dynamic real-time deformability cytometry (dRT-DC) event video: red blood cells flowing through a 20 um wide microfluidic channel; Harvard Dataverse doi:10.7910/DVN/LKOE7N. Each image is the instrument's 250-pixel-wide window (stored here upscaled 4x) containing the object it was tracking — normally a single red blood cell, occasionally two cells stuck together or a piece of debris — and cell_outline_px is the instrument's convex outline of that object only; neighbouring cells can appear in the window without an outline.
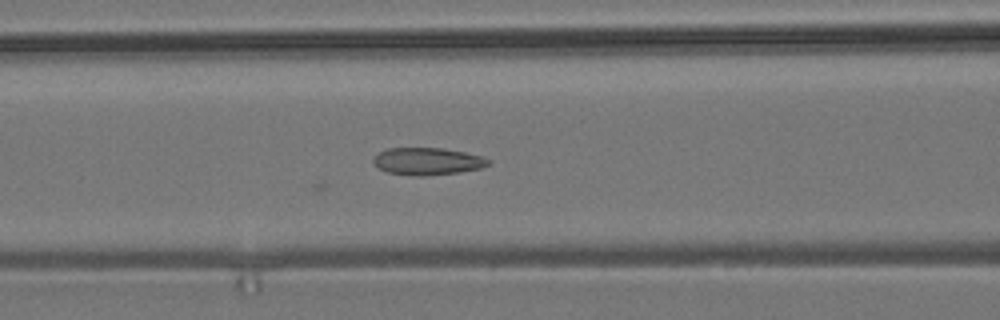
{"species": "common noctule bat (a hibernating species)", "species_latin": "Nyctalus noctula", "temperature_condition": "room temperature", "stored_images_in_passage": 23, "camera_frame_rate_fps": 3000, "um_per_image_px": 0.085, "animal": {"sex": "male", "body_mass_g": 19.2, "forearm_length_mm": 51.8}, "frame": {"image": 1, "passage_image": 7, "time_ms": 2.0, "image_size_px": [1000, 320], "cell_outline_px": [[492, 160], [488, 164], [480, 168], [460, 172], [420, 176], [416, 176], [388, 172], [380, 168], [372, 160], [380, 152], [388, 148], [444, 148], [484, 156]], "centroid_in_image_um": [36.38, 13.7], "position_along_channel_um": 130.2, "area_um2": 18.09}}
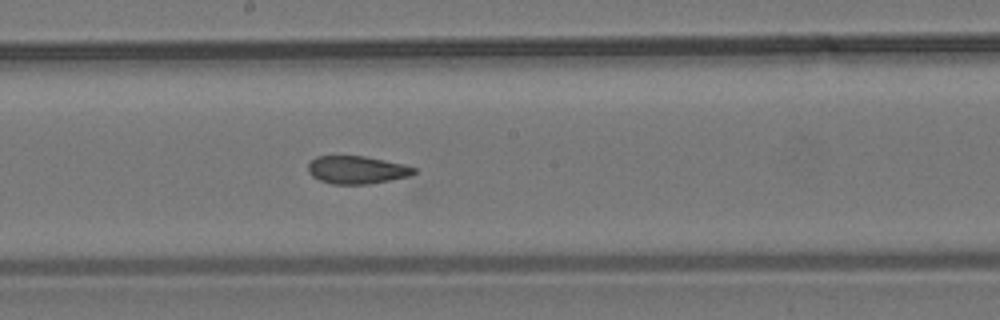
{"frame": {"image": 2, "passage_image": 14, "time_ms": 4.333, "image_size_px": [1000, 320], "cell_outline_px": [[416, 172], [408, 176], [368, 184], [332, 184], [320, 180], [312, 176], [308, 172], [308, 164], [316, 156], [364, 156], [404, 164], [416, 168]], "centroid_in_image_um": [30.31, 14.43], "position_along_channel_um": 217.9, "area_um2": 17.05}}
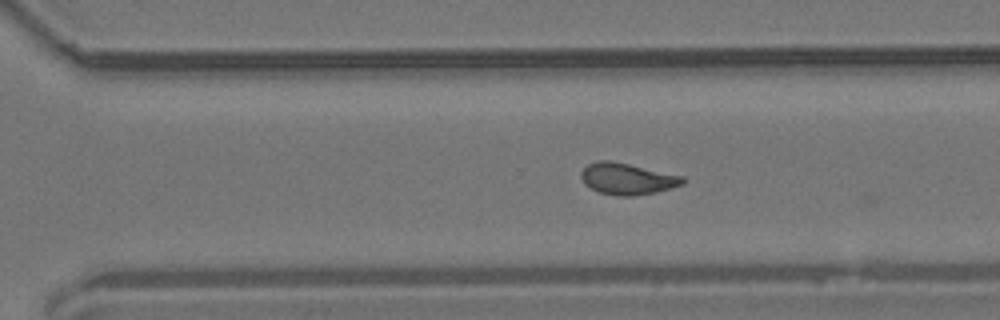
{"frame": {"image": 3, "passage_image": 22, "time_ms": 7.0, "image_size_px": [1000, 320], "cell_outline_px": [[684, 184], [656, 192], [632, 196], [620, 196], [600, 192], [584, 184], [580, 176], [580, 172], [588, 164], [596, 160], [612, 160], [684, 176]], "centroid_in_image_um": [53.3, 15.18], "position_along_channel_um": 317.3, "area_um2": 18.67}}